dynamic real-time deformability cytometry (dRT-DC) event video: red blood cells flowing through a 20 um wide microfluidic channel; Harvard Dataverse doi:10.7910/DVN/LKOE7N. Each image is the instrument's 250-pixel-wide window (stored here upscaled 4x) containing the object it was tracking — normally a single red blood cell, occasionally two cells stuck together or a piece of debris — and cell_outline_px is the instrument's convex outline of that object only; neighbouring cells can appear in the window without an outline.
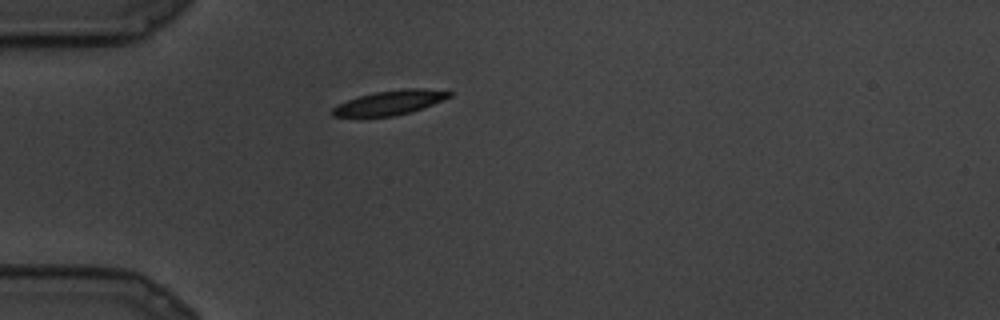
{"species": "common noctule bat (a hibernating species)", "species_latin": "Nyctalus noctula", "temperature_condition": "cold", "stored_images_in_passage": 10, "camera_frame_rate_fps": 3000, "um_per_image_px": 0.085, "animal": {"sex": "male", "body_mass_g": 19.5, "forearm_length_mm": 54.6}, "frame": {"image": 1, "passage_image": 1, "time_ms": 0.0, "image_size_px": [1000, 320], "cell_outline_px": [[452, 96], [432, 104], [408, 112], [392, 116], [332, 116], [332, 108], [336, 104], [360, 96], [376, 92], [408, 88], [424, 88], [452, 92]], "centroid_in_image_um": [33.12, 8.71], "position_along_channel_um": 51.9, "area_um2": 16.18}}
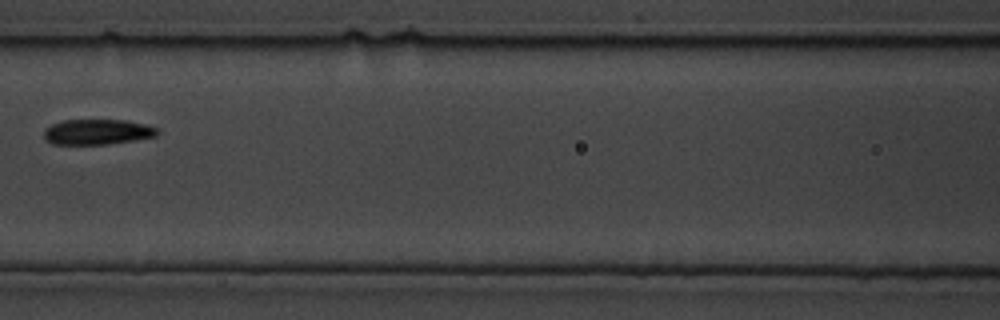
{"frame": {"image": 2, "passage_image": 6, "time_ms": 1.667, "image_size_px": [1000, 320], "cell_outline_px": [[160, 132], [156, 136], [108, 144], [52, 144], [44, 140], [44, 128], [52, 124], [64, 120], [124, 120], [144, 124], [156, 128]], "centroid_in_image_um": [8.23, 11.21], "position_along_channel_um": 158.4, "area_um2": 16.7}}
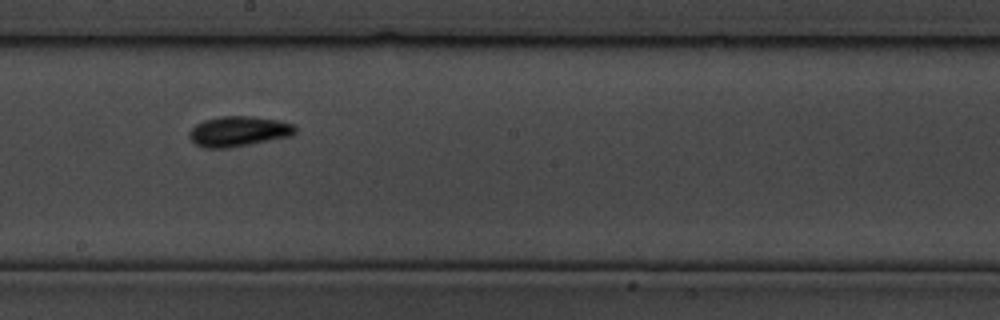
{"frame": {"image": 3, "passage_image": 9, "time_ms": 2.667, "image_size_px": [1000, 320], "cell_outline_px": [[296, 132], [292, 136], [228, 148], [204, 148], [196, 144], [188, 136], [188, 132], [196, 124], [204, 120], [220, 116], [252, 116], [280, 120], [292, 124], [296, 128]], "centroid_in_image_um": [20.28, 11.16], "position_along_channel_um": 227.9, "area_um2": 18.73}}